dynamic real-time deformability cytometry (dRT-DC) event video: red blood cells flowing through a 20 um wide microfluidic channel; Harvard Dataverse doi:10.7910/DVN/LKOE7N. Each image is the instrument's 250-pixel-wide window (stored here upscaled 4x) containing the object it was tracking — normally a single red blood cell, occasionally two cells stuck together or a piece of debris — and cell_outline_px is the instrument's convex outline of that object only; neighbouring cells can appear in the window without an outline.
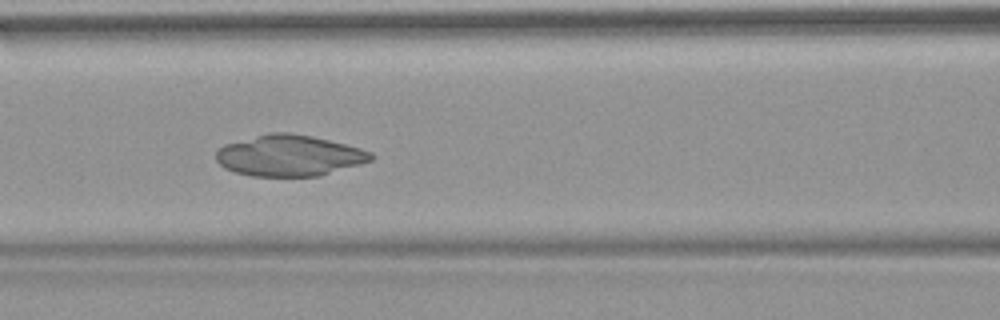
{"species": "common noctule bat (a hibernating species)", "species_latin": "Nyctalus noctula", "temperature_condition": "warm", "stored_images_in_passage": 53, "camera_frame_rate_fps": 3000, "um_per_image_px": 0.085, "animal": {"sex": "female", "body_mass_g": 18.4}, "frame": {"image": 1, "passage_image": 23, "time_ms": 7.333, "image_size_px": [1000, 320], "cell_outline_px": [[376, 156], [372, 160], [360, 164], [320, 176], [252, 176], [236, 172], [224, 168], [216, 160], [216, 152], [224, 144], [268, 132], [288, 132], [312, 136], [360, 148], [372, 152]], "centroid_in_image_um": [24.59, 13.22], "position_along_channel_um": 142.0, "area_um2": 37.11}}